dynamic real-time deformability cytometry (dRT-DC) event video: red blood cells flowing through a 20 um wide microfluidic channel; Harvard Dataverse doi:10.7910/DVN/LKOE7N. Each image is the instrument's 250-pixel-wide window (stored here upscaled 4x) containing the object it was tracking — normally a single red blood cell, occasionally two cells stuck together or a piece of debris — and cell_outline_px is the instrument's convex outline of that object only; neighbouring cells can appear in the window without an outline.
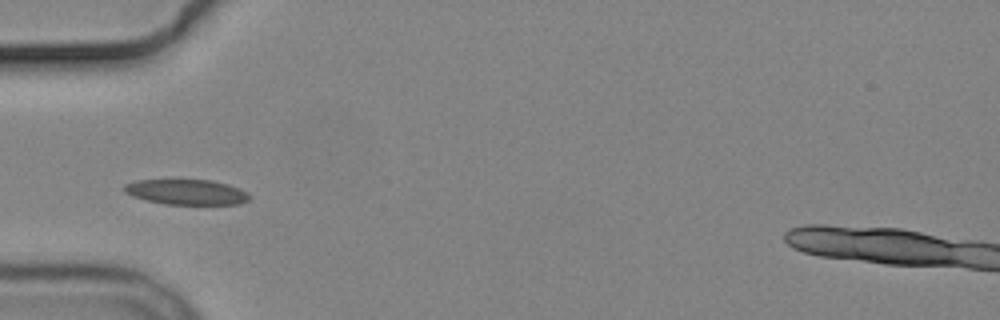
{"species": "common noctule bat (a hibernating species)", "species_latin": "Nyctalus noctula", "temperature_condition": "cold", "stored_images_in_passage": 5, "camera_frame_rate_fps": 3000, "um_per_image_px": 0.085, "animal": {"sex": "male", "body_mass_g": 19.2, "forearm_length_mm": 51.8}, "frame": {"image": 1, "passage_image": 1, "time_ms": 0.0, "image_size_px": [1000, 320], "cell_outline_px": [[252, 196], [248, 200], [240, 204], [164, 204], [132, 196], [124, 192], [124, 184], [136, 180], [212, 180], [228, 184], [248, 192]], "centroid_in_image_um": [15.87, 16.32], "position_along_channel_um": 69.1, "area_um2": 18.44}}
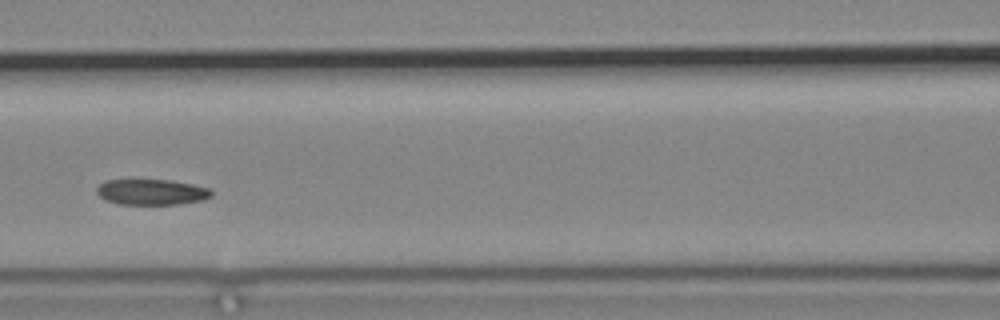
{"frame": {"image": 2, "passage_image": 3, "time_ms": 2.333, "image_size_px": [1000, 320], "cell_outline_px": [[212, 196], [204, 200], [180, 204], [120, 204], [104, 200], [96, 192], [96, 188], [104, 180], [172, 180], [212, 188]], "centroid_in_image_um": [12.91, 16.32], "position_along_channel_um": 153.7, "area_um2": 17.34}}
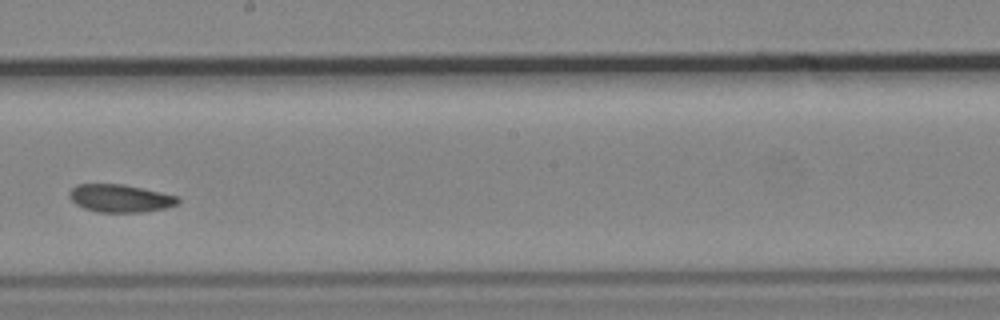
{"frame": {"image": 3, "passage_image": 5, "time_ms": 4.667, "image_size_px": [1000, 320], "cell_outline_px": [[180, 204], [164, 208], [144, 212], [96, 212], [84, 208], [76, 204], [68, 196], [68, 192], [76, 184], [124, 184], [160, 192], [176, 196], [180, 200]], "centroid_in_image_um": [10.2, 16.85], "position_along_channel_um": 238.0, "area_um2": 17.63}}